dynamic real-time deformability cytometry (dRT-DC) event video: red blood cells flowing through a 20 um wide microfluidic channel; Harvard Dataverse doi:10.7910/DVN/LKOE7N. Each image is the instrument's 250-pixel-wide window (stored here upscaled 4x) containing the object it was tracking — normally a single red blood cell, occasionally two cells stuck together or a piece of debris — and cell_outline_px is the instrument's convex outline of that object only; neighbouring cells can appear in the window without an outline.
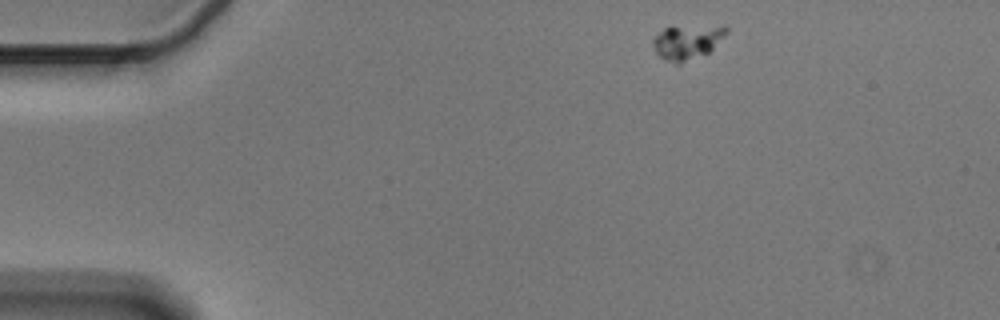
{"species": "Egyptian fruit bat (a non-hibernating species)", "species_latin": "Rousettus aegyptiacus", "temperature_condition": "cold", "stored_images_in_passage": 5, "camera_frame_rate_fps": 3000, "um_per_image_px": 0.085, "animal": {"sex": "male"}, "frame": {"image": 1, "passage_image": 1, "time_ms": 0.0, "image_size_px": [1000, 320], "cell_outline_px": [[728, 32], [708, 52], [680, 64], [676, 64], [664, 60], [656, 52], [652, 44], [652, 40], [664, 28], [728, 28]], "centroid_in_image_um": [58.33, 3.64], "position_along_channel_um": 26.7, "area_um2": 13.76}}
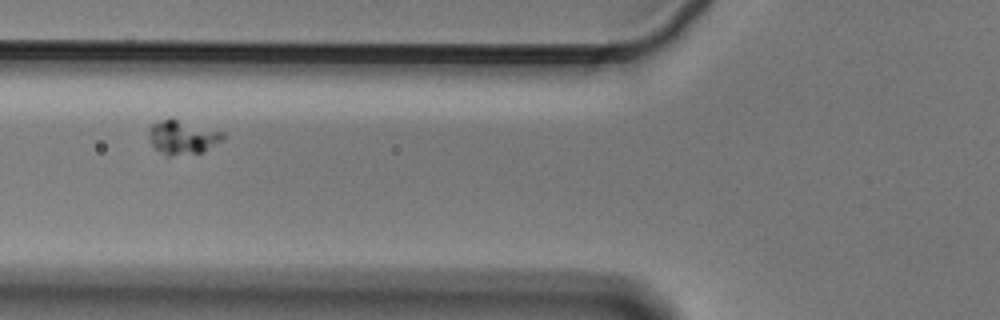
{"frame": {"image": 2, "passage_image": 4, "time_ms": 1.0, "image_size_px": [1000, 320], "cell_outline_px": [[224, 140], [200, 152], [168, 156], [156, 148], [152, 144], [148, 136], [148, 128], [152, 124], [164, 120], [176, 120], [224, 132]], "centroid_in_image_um": [15.51, 11.68], "position_along_channel_um": 110.3, "area_um2": 14.05}}
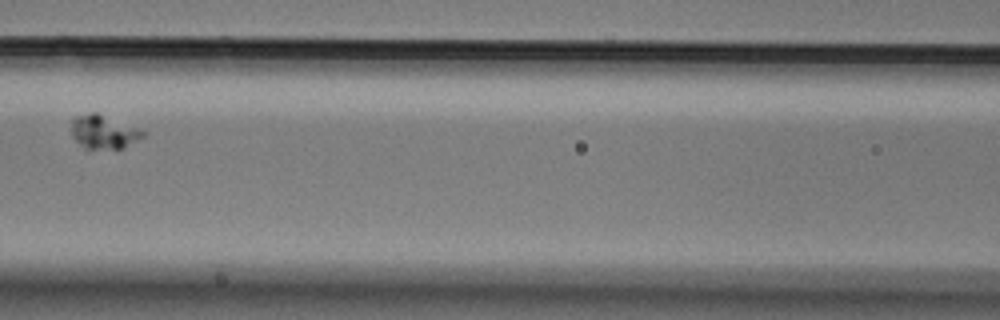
{"frame": {"image": 3, "passage_image": 5, "time_ms": 1.333, "image_size_px": [1000, 320], "cell_outline_px": [[144, 136], [124, 148], [84, 148], [72, 136], [72, 120], [76, 116], [92, 112], [96, 112], [136, 128], [144, 132]], "centroid_in_image_um": [8.78, 11.21], "position_along_channel_um": 157.8, "area_um2": 13.58}}